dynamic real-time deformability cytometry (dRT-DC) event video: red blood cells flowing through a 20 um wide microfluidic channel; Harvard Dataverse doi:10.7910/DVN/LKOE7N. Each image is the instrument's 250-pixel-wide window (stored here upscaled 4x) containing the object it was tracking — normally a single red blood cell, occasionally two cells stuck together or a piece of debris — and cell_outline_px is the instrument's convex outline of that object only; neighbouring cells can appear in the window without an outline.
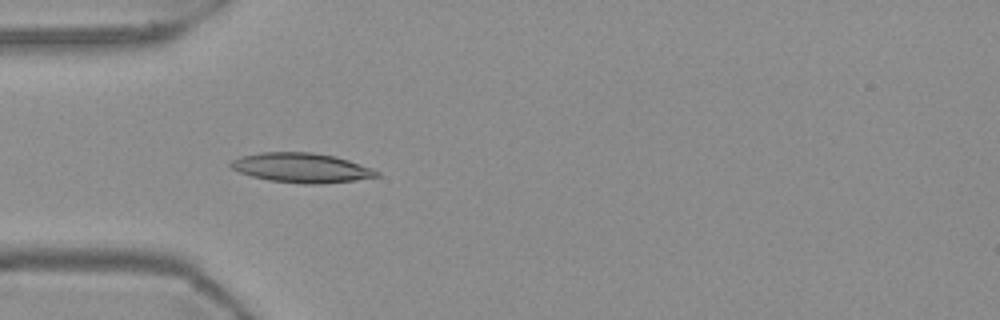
{"species": "Egyptian fruit bat (a non-hibernating species)", "species_latin": "Rousettus aegyptiacus", "temperature_condition": "warm", "stored_images_in_passage": 54, "camera_frame_rate_fps": 3000, "um_per_image_px": 0.085, "frame": {"image": 1, "passage_image": 16, "time_ms": 5.0, "image_size_px": [1000, 320], "cell_outline_px": [[380, 176], [352, 180], [316, 184], [304, 184], [268, 180], [252, 176], [240, 172], [232, 168], [228, 164], [232, 160], [240, 156], [260, 152], [312, 152], [336, 156], [372, 168], [380, 172]], "centroid_in_image_um": [25.61, 14.25], "position_along_channel_um": 59.4, "area_um2": 25.09}}
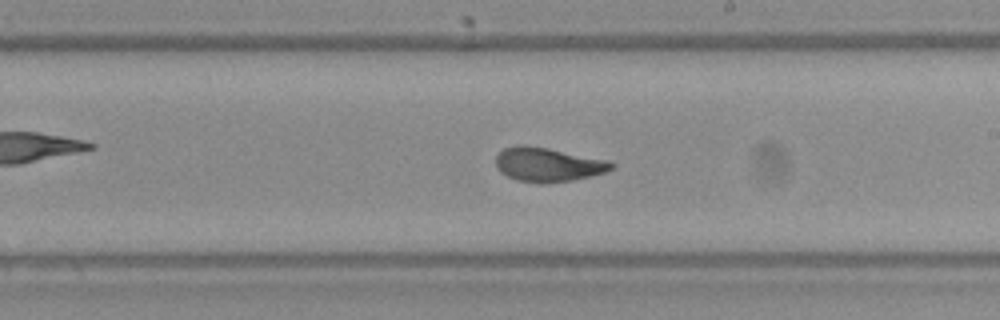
{"frame": {"image": 2, "passage_image": 31, "time_ms": 10.0, "image_size_px": [1000, 320], "cell_outline_px": [[616, 164], [612, 168], [604, 172], [572, 180], [548, 184], [540, 184], [516, 180], [500, 172], [496, 168], [496, 156], [504, 148], [516, 144], [524, 144], [548, 148], [608, 160]], "centroid_in_image_um": [46.53, 13.99], "position_along_channel_um": 242.5, "area_um2": 23.12}}
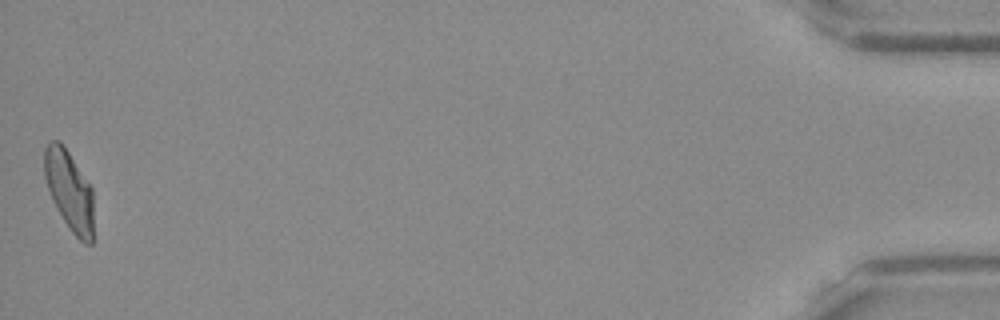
{"frame": {"image": 3, "passage_image": 54, "time_ms": 17.667, "image_size_px": [1000, 320], "cell_outline_px": [[92, 244], [84, 244], [72, 232], [56, 208], [52, 200], [44, 176], [44, 148], [52, 140], [60, 140], [92, 188]], "centroid_in_image_um": [5.87, 16.19], "position_along_channel_um": 429.3, "area_um2": 22.6}, "authors_computed_cell_mechanics": {"area_um2": 23.0333, "velocity_mm_per_s": 3.7019, "shape_relaxation_time_tau1_ms": 5.9135, "shape_relaxation_time_tau2_ms": 1.0861, "deformation_change_tau1": 0.1944, "deformation_change_tau2": 0.0671}}